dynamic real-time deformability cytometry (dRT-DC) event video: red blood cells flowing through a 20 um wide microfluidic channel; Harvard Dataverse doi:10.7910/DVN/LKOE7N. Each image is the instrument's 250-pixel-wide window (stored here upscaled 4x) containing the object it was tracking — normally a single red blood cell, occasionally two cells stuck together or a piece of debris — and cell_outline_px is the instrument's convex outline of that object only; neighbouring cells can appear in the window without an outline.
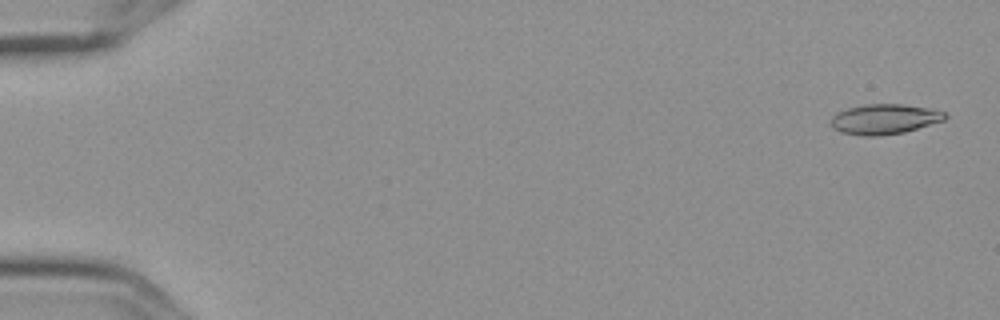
{"species": "Egyptian fruit bat (a non-hibernating species)", "species_latin": "Rousettus aegyptiacus", "temperature_condition": "cold", "stored_images_in_passage": 7, "camera_frame_rate_fps": 3000, "um_per_image_px": 0.085, "frame": {"image": 1, "passage_image": 1, "time_ms": 0.0, "image_size_px": [1000, 320], "cell_outline_px": [[948, 116], [944, 120], [904, 132], [880, 136], [860, 136], [840, 132], [832, 128], [828, 124], [832, 116], [836, 112], [848, 108], [868, 104], [900, 104], [928, 108], [944, 112]], "centroid_in_image_um": [75.11, 10.14], "position_along_channel_um": 9.9, "area_um2": 20.11}}
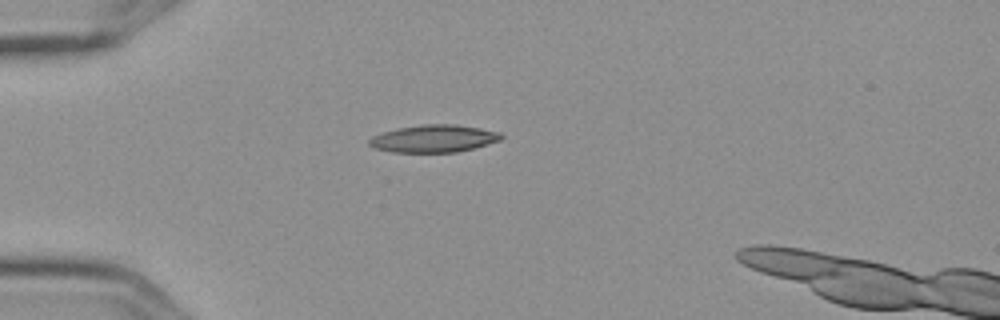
{"frame": {"image": 2, "passage_image": 5, "time_ms": 1.333, "image_size_px": [1000, 320], "cell_outline_px": [[504, 136], [500, 140], [488, 144], [456, 152], [392, 152], [376, 148], [368, 144], [368, 140], [372, 136], [380, 132], [396, 128], [424, 124], [452, 124], [480, 128], [500, 132]], "centroid_in_image_um": [36.84, 11.77], "position_along_channel_um": 48.2, "area_um2": 21.1}}
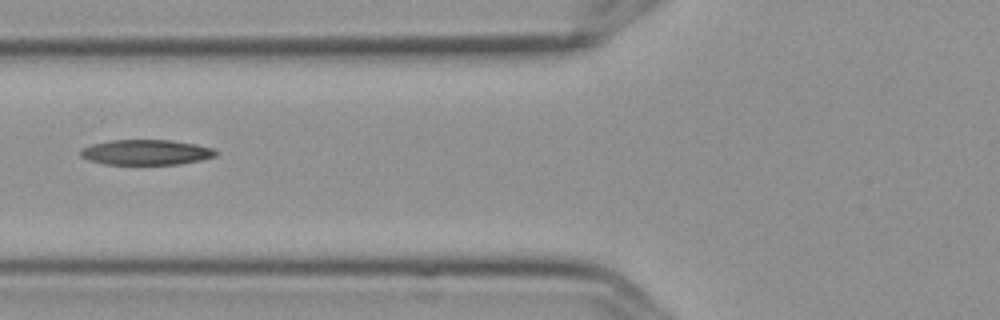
{"frame": {"image": 3, "passage_image": 7, "time_ms": 2.0, "image_size_px": [1000, 320], "cell_outline_px": [[216, 156], [200, 160], [180, 164], [104, 164], [88, 160], [80, 156], [80, 148], [92, 144], [112, 140], [172, 140], [196, 144], [212, 148], [216, 152]], "centroid_in_image_um": [12.38, 12.94], "position_along_channel_um": 113.4, "area_um2": 19.88}}